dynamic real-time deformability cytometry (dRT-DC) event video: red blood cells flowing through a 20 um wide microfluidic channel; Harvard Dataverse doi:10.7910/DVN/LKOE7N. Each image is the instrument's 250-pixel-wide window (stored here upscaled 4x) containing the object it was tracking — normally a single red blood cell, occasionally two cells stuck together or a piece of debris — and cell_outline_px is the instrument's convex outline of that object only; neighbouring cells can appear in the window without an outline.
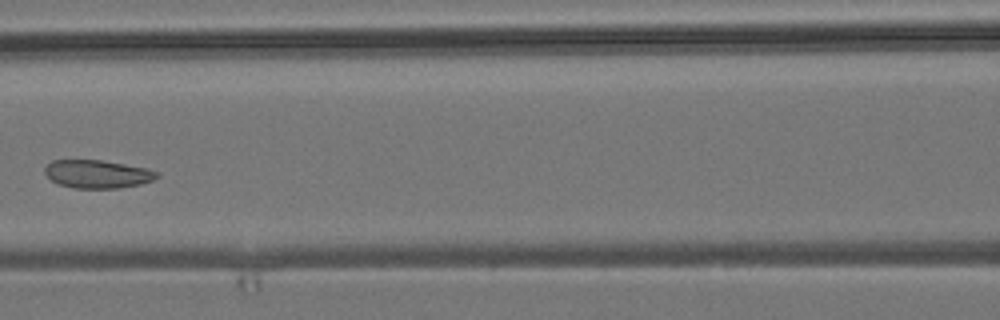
{"species": "common noctule bat (a hibernating species)", "species_latin": "Nyctalus noctula", "temperature_condition": "room temperature", "stored_images_in_passage": 6, "camera_frame_rate_fps": 3000, "um_per_image_px": 0.085, "animal": {"sex": "male", "body_mass_g": 19.2, "forearm_length_mm": 51.8}, "frame": {"image": 1, "passage_image": 6, "time_ms": 5.667, "image_size_px": [1000, 320], "cell_outline_px": [[160, 176], [152, 180], [140, 184], [120, 188], [72, 188], [60, 184], [52, 180], [44, 172], [44, 168], [52, 160], [100, 160], [148, 168], [160, 172]], "centroid_in_image_um": [8.31, 14.79], "position_along_channel_um": 158.3, "area_um2": 18.38}}